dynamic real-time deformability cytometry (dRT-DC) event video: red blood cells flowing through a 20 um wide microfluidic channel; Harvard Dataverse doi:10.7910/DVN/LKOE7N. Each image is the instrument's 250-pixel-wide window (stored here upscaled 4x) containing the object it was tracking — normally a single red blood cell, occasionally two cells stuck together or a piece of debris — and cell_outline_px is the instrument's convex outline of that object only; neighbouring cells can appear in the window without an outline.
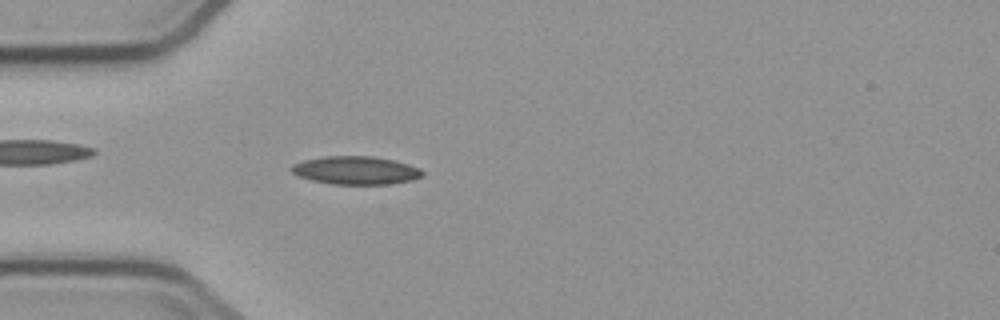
{"species": "common noctule bat (a hibernating species)", "species_latin": "Nyctalus noctula", "temperature_condition": "cold", "stored_images_in_passage": 2, "camera_frame_rate_fps": 3000, "um_per_image_px": 0.085, "animal": {"sex": "male", "body_mass_g": 23.1, "forearm_length_mm": 52.7}, "frame": {"image": 1, "passage_image": 2, "time_ms": 1.333, "image_size_px": [1000, 320], "cell_outline_px": [[424, 176], [412, 180], [392, 184], [332, 184], [312, 180], [296, 176], [288, 168], [292, 164], [304, 160], [324, 156], [372, 156], [392, 160], [408, 164], [420, 168], [424, 172]], "centroid_in_image_um": [30.22, 14.48], "position_along_channel_um": 54.8, "area_um2": 21.68}}